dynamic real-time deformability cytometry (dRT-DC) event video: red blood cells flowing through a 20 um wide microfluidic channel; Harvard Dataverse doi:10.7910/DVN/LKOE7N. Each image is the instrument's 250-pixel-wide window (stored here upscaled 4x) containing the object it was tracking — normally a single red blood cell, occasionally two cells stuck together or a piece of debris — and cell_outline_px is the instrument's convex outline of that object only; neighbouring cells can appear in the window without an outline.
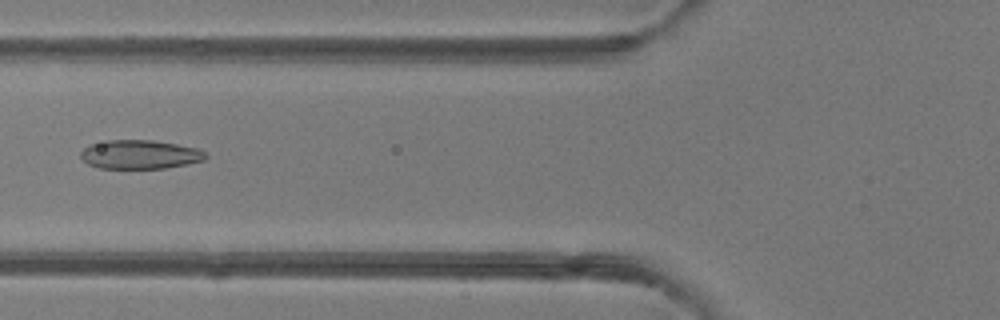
{"species": "common noctule bat (a hibernating species)", "species_latin": "Nyctalus noctula", "temperature_condition": "room temperature", "stored_images_in_passage": 6, "camera_frame_rate_fps": 3000, "um_per_image_px": 0.085, "animal": {"sex": "female"}, "frame": {"image": 1, "passage_image": 6, "time_ms": 5.667, "image_size_px": [1000, 320], "cell_outline_px": [[208, 156], [204, 160], [164, 168], [100, 168], [88, 164], [80, 156], [80, 152], [88, 144], [108, 140], [152, 140], [176, 144], [196, 148], [204, 152]], "centroid_in_image_um": [11.85, 13.12], "position_along_channel_um": 114.0, "area_um2": 20.87}}